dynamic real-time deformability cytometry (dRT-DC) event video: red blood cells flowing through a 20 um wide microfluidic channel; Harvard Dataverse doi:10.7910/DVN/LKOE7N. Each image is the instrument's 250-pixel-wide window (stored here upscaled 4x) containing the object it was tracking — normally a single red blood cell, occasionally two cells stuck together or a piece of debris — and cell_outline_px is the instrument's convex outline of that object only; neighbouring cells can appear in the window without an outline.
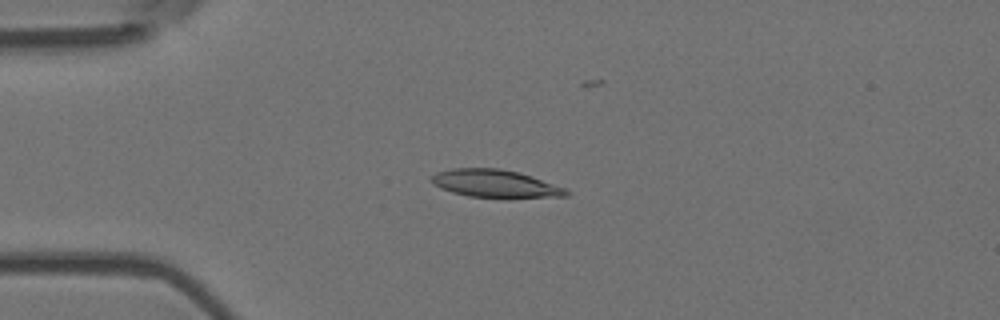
{"species": "Egyptian fruit bat (a non-hibernating species)", "species_latin": "Rousettus aegyptiacus", "temperature_condition": "room temperature", "stored_images_in_passage": 8, "camera_frame_rate_fps": 3000, "um_per_image_px": 0.085, "animal": {"sex": "female"}, "frame": {"image": 1, "passage_image": 4, "time_ms": 1.0, "image_size_px": [1000, 320], "cell_outline_px": [[568, 196], [504, 200], [468, 196], [452, 192], [440, 188], [432, 180], [432, 176], [436, 172], [452, 168], [500, 168], [532, 176], [568, 188]], "centroid_in_image_um": [42.18, 15.65], "position_along_channel_um": 42.8, "area_um2": 22.54}}
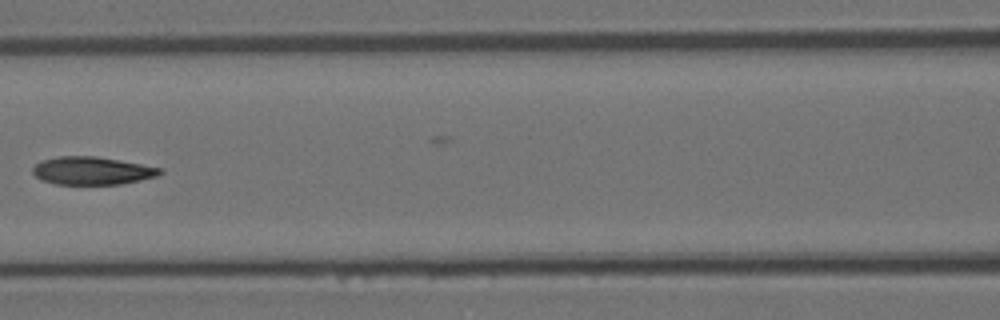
{"frame": {"image": 2, "passage_image": 7, "time_ms": 2.0, "image_size_px": [1000, 320], "cell_outline_px": [[164, 172], [156, 176], [140, 180], [120, 184], [56, 184], [44, 180], [36, 176], [32, 172], [32, 168], [36, 164], [44, 160], [60, 156], [96, 156], [164, 168]], "centroid_in_image_um": [7.87, 14.51], "position_along_channel_um": 158.7, "area_um2": 20.52}}
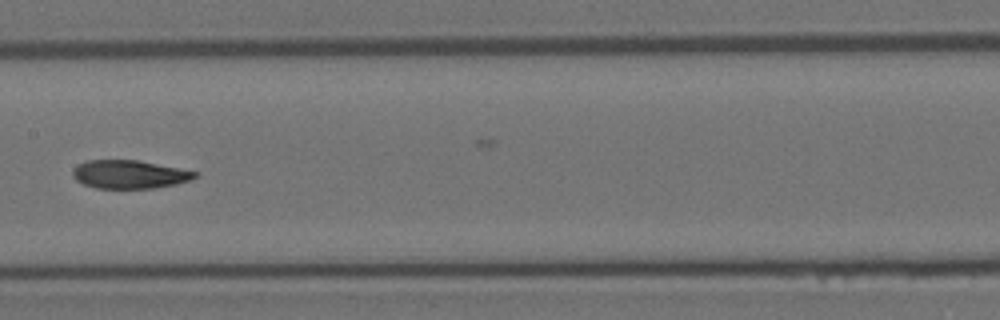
{"frame": {"image": 3, "passage_image": 8, "time_ms": 2.333, "image_size_px": [1000, 320], "cell_outline_px": [[200, 176], [192, 180], [176, 184], [152, 188], [96, 188], [84, 184], [76, 180], [72, 176], [72, 168], [88, 160], [136, 160], [200, 172]], "centroid_in_image_um": [11.03, 14.82], "position_along_channel_um": 196.4, "area_um2": 20.23}}